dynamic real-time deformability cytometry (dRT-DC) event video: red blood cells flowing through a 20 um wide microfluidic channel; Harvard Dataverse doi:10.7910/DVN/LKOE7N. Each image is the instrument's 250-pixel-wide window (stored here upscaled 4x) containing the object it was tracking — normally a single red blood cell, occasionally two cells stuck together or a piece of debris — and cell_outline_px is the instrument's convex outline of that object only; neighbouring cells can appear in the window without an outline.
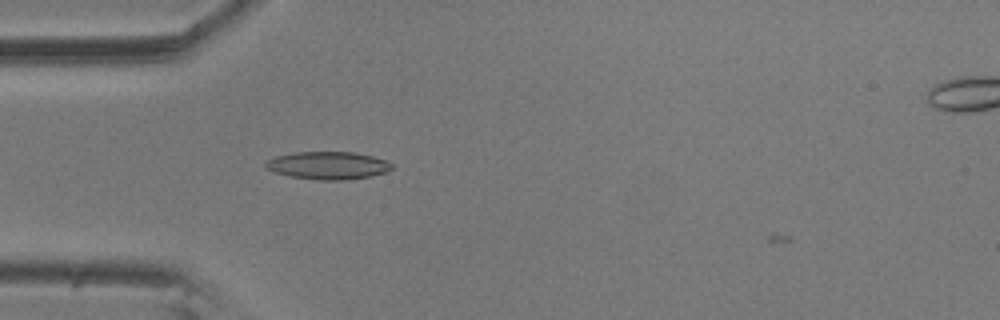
{"species": "common noctule bat (a hibernating species)", "species_latin": "Nyctalus noctula", "temperature_condition": "room temperature", "stored_images_in_passage": 3, "camera_frame_rate_fps": 3000, "um_per_image_px": 0.085, "animal": {"sex": "male", "body_mass_g": 20.5, "forearm_length_mm": 52.5}, "frame": {"image": 1, "passage_image": 2, "time_ms": 0.333, "image_size_px": [1000, 320], "cell_outline_px": [[392, 168], [384, 172], [372, 176], [344, 180], [320, 180], [292, 176], [276, 172], [264, 168], [264, 160], [276, 156], [296, 152], [352, 152], [372, 156], [384, 160], [392, 164]], "centroid_in_image_um": [27.83, 14.06], "position_along_channel_um": 57.2, "area_um2": 20.23}}